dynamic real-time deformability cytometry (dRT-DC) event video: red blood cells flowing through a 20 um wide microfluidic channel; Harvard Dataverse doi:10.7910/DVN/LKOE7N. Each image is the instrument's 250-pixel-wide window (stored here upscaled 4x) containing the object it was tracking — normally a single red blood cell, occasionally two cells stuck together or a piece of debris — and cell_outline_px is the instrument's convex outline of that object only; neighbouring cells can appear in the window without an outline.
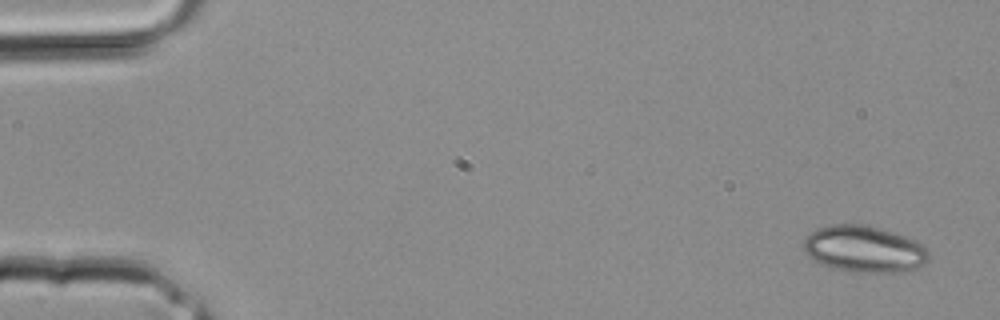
{"species": "common noctule bat (a hibernating species)", "species_latin": "Nyctalus noctula", "temperature_condition": "room temperature", "stored_images_in_passage": 2, "camera_frame_rate_fps": 3000, "um_per_image_px": 0.085, "animal": {"sex": "male", "body_mass_g": 20.4}, "frame": {"image": 1, "passage_image": 1, "time_ms": 0.0, "image_size_px": [1000, 320], "cell_outline_px": [[928, 260], [924, 264], [908, 272], [856, 272], [832, 268], [820, 264], [812, 260], [804, 252], [804, 236], [816, 228], [832, 224], [868, 224], [884, 228], [896, 232], [916, 240], [924, 244], [928, 248]], "centroid_in_image_um": [73.46, 21.15], "position_along_channel_um": 11.5, "area_um2": 34.8}}